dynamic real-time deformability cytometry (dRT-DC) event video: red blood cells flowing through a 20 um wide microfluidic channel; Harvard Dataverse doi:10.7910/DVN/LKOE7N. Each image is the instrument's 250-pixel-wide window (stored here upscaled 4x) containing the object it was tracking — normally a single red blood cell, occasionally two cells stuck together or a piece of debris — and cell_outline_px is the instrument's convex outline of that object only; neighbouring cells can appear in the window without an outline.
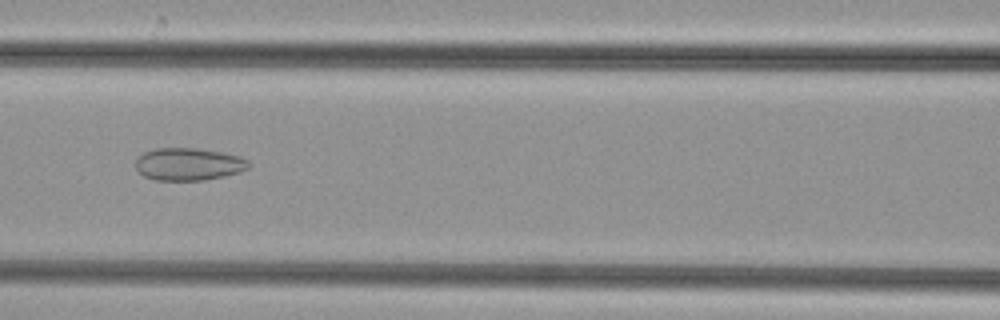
{"species": "common noctule bat (a hibernating species)", "species_latin": "Nyctalus noctula", "temperature_condition": "cold", "stored_images_in_passage": 39, "camera_frame_rate_fps": 3000, "um_per_image_px": 0.085, "animal": {"sex": "female", "body_mass_g": 29.2, "forearm_length_mm": 56.3}, "frame": {"image": 1, "passage_image": 11, "time_ms": 3.333, "image_size_px": [1000, 320], "cell_outline_px": [[248, 168], [240, 172], [224, 176], [204, 180], [156, 180], [144, 176], [136, 168], [136, 156], [144, 152], [156, 148], [196, 148], [220, 152], [240, 156], [248, 160]], "centroid_in_image_um": [16.01, 13.95], "position_along_channel_um": 150.6, "area_um2": 21.39}}
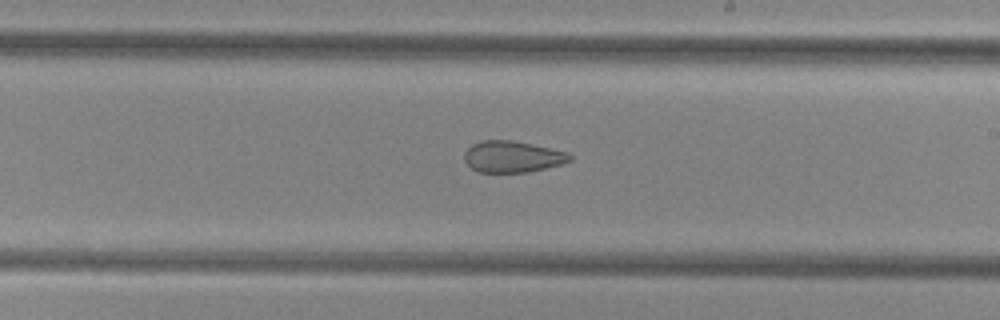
{"frame": {"image": 2, "passage_image": 18, "time_ms": 5.667, "image_size_px": [1000, 320], "cell_outline_px": [[572, 160], [560, 164], [528, 172], [480, 172], [472, 168], [464, 160], [464, 152], [472, 144], [480, 140], [512, 140], [532, 144], [568, 152], [572, 156]], "centroid_in_image_um": [43.54, 13.31], "position_along_channel_um": 245.5, "area_um2": 19.25}}
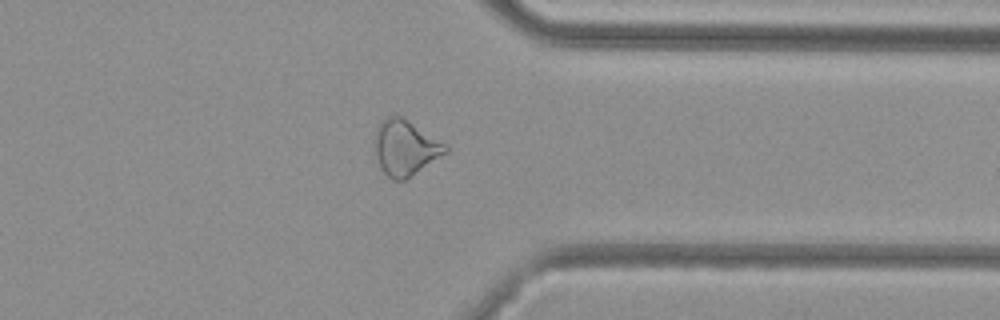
{"frame": {"image": 3, "passage_image": 28, "time_ms": 9.0, "image_size_px": [1000, 320], "cell_outline_px": [[448, 152], [404, 180], [392, 180], [380, 168], [372, 144], [376, 128], [392, 112], [408, 120], [448, 144]], "centroid_in_image_um": [34.43, 12.53], "position_along_channel_um": 377.0, "area_um2": 23.12}}